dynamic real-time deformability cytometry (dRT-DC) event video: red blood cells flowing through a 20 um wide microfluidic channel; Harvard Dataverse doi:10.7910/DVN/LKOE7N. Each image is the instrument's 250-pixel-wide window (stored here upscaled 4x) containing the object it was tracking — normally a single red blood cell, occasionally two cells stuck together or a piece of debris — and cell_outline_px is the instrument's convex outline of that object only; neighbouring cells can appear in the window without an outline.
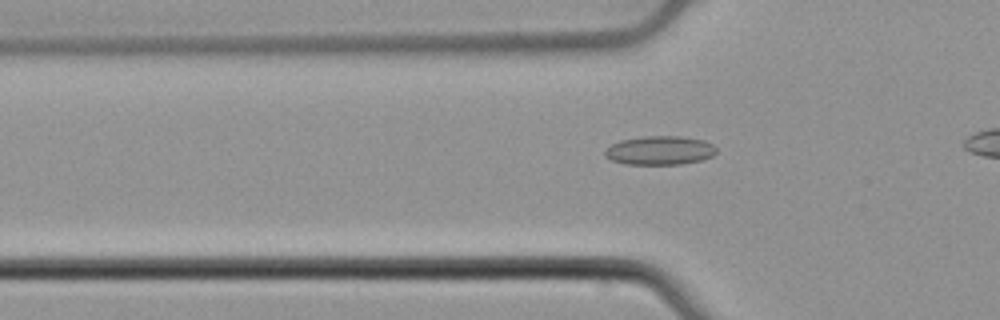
{"species": "common noctule bat (a hibernating species)", "species_latin": "Nyctalus noctula", "temperature_condition": "cold", "stored_images_in_passage": 22, "camera_frame_rate_fps": 3000, "um_per_image_px": 0.085, "animal": {"sex": "male", "body_mass_g": 21.5, "forearm_length_mm": 52.0}, "frame": {"image": 1, "passage_image": 6, "time_ms": 1.667, "image_size_px": [1000, 320], "cell_outline_px": [[716, 152], [712, 156], [700, 160], [680, 164], [624, 164], [612, 160], [604, 156], [604, 148], [620, 140], [644, 136], [680, 136], [704, 140], [712, 144], [716, 148]], "centroid_in_image_um": [56.05, 12.78], "position_along_channel_um": 69.8, "area_um2": 18.79}}
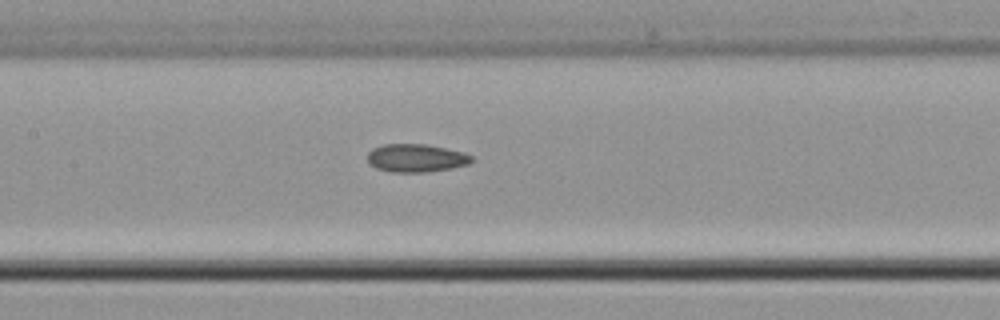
{"frame": {"image": 2, "passage_image": 14, "time_ms": 4.333, "image_size_px": [1000, 320], "cell_outline_px": [[472, 160], [468, 164], [452, 168], [428, 172], [392, 172], [376, 168], [368, 164], [368, 152], [372, 148], [384, 144], [424, 144], [464, 152], [472, 156]], "centroid_in_image_um": [35.34, 13.44], "position_along_channel_um": 172.1, "area_um2": 17.05}}
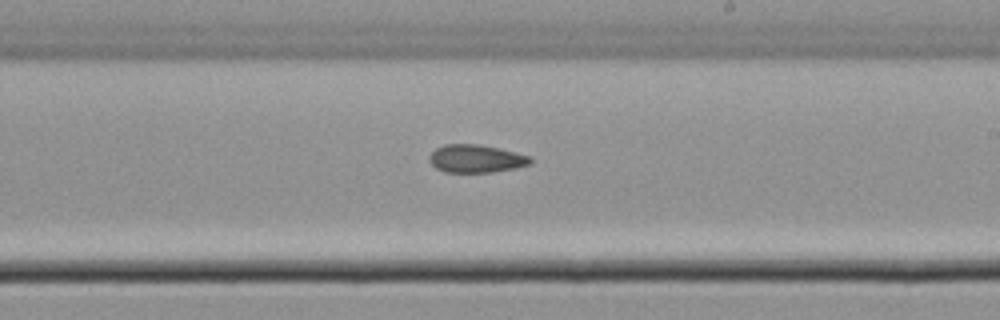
{"frame": {"image": 3, "passage_image": 20, "time_ms": 6.333, "image_size_px": [1000, 320], "cell_outline_px": [[532, 164], [516, 168], [492, 172], [444, 172], [436, 168], [428, 160], [428, 156], [436, 148], [444, 144], [476, 144], [496, 148], [532, 156]], "centroid_in_image_um": [40.46, 13.49], "position_along_channel_um": 248.5, "area_um2": 16.47}}